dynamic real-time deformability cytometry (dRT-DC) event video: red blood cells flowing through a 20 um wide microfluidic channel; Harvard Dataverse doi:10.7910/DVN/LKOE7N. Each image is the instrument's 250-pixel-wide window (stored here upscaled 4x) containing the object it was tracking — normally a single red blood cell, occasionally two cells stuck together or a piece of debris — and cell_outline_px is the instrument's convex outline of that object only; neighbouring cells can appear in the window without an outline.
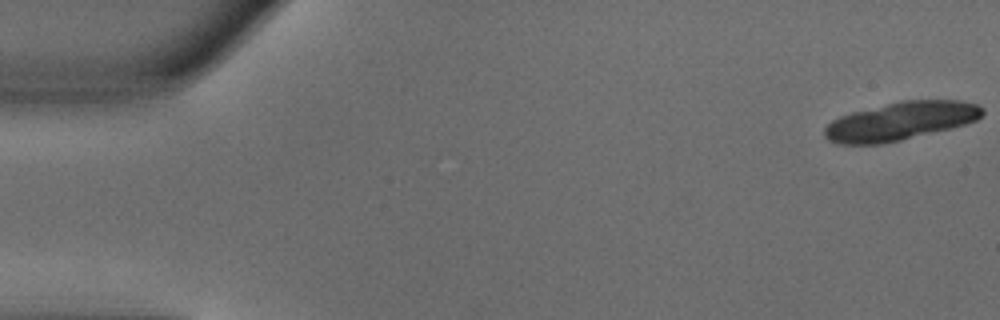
{"species": "common noctule bat (a hibernating species)", "species_latin": "Nyctalus noctula", "temperature_condition": "warm", "stored_images_in_passage": 17, "camera_frame_rate_fps": 3000, "um_per_image_px": 0.085, "animal": {"sex": "male", "body_mass_g": 18.8}, "frame": {"image": 1, "passage_image": 1, "time_ms": 0.0, "image_size_px": [1000, 320], "cell_outline_px": [[984, 112], [976, 120], [964, 124], [884, 144], [840, 144], [828, 140], [824, 136], [824, 128], [832, 120], [840, 116], [852, 112], [900, 100], [960, 100], [976, 104], [984, 108]], "centroid_in_image_um": [76.51, 10.28], "position_along_channel_um": 8.5, "area_um2": 34.91}}